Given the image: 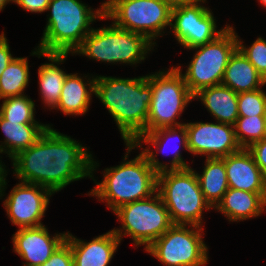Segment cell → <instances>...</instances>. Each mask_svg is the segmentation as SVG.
I'll list each match as a JSON object with an SVG mask.
<instances>
[{
	"mask_svg": "<svg viewBox=\"0 0 266 266\" xmlns=\"http://www.w3.org/2000/svg\"><path fill=\"white\" fill-rule=\"evenodd\" d=\"M65 240L71 247L73 266H108L121 243L113 230L93 238L90 242L77 239L67 232Z\"/></svg>",
	"mask_w": 266,
	"mask_h": 266,
	"instance_id": "17",
	"label": "cell"
},
{
	"mask_svg": "<svg viewBox=\"0 0 266 266\" xmlns=\"http://www.w3.org/2000/svg\"><path fill=\"white\" fill-rule=\"evenodd\" d=\"M77 74H67L56 106L65 115H84L88 111L92 99L91 93H94L96 77L88 78L86 83Z\"/></svg>",
	"mask_w": 266,
	"mask_h": 266,
	"instance_id": "22",
	"label": "cell"
},
{
	"mask_svg": "<svg viewBox=\"0 0 266 266\" xmlns=\"http://www.w3.org/2000/svg\"><path fill=\"white\" fill-rule=\"evenodd\" d=\"M172 8L162 0H108L104 16L116 27L146 36L152 43L171 25Z\"/></svg>",
	"mask_w": 266,
	"mask_h": 266,
	"instance_id": "9",
	"label": "cell"
},
{
	"mask_svg": "<svg viewBox=\"0 0 266 266\" xmlns=\"http://www.w3.org/2000/svg\"><path fill=\"white\" fill-rule=\"evenodd\" d=\"M39 266H73V254L70 244L65 240L57 247L51 257Z\"/></svg>",
	"mask_w": 266,
	"mask_h": 266,
	"instance_id": "31",
	"label": "cell"
},
{
	"mask_svg": "<svg viewBox=\"0 0 266 266\" xmlns=\"http://www.w3.org/2000/svg\"><path fill=\"white\" fill-rule=\"evenodd\" d=\"M35 103L25 94L5 98L0 106V115L19 124H39L35 119Z\"/></svg>",
	"mask_w": 266,
	"mask_h": 266,
	"instance_id": "27",
	"label": "cell"
},
{
	"mask_svg": "<svg viewBox=\"0 0 266 266\" xmlns=\"http://www.w3.org/2000/svg\"><path fill=\"white\" fill-rule=\"evenodd\" d=\"M229 188L266 193V179L246 148L222 157Z\"/></svg>",
	"mask_w": 266,
	"mask_h": 266,
	"instance_id": "16",
	"label": "cell"
},
{
	"mask_svg": "<svg viewBox=\"0 0 266 266\" xmlns=\"http://www.w3.org/2000/svg\"><path fill=\"white\" fill-rule=\"evenodd\" d=\"M14 58L15 57H12L10 53V47L5 34L2 32L0 35V76L3 73V70Z\"/></svg>",
	"mask_w": 266,
	"mask_h": 266,
	"instance_id": "34",
	"label": "cell"
},
{
	"mask_svg": "<svg viewBox=\"0 0 266 266\" xmlns=\"http://www.w3.org/2000/svg\"><path fill=\"white\" fill-rule=\"evenodd\" d=\"M261 89L238 93L239 116H265L266 93Z\"/></svg>",
	"mask_w": 266,
	"mask_h": 266,
	"instance_id": "29",
	"label": "cell"
},
{
	"mask_svg": "<svg viewBox=\"0 0 266 266\" xmlns=\"http://www.w3.org/2000/svg\"><path fill=\"white\" fill-rule=\"evenodd\" d=\"M8 3V0H0V11L3 10Z\"/></svg>",
	"mask_w": 266,
	"mask_h": 266,
	"instance_id": "36",
	"label": "cell"
},
{
	"mask_svg": "<svg viewBox=\"0 0 266 266\" xmlns=\"http://www.w3.org/2000/svg\"><path fill=\"white\" fill-rule=\"evenodd\" d=\"M162 1L166 2L171 8H174L181 5L193 4L203 0H162Z\"/></svg>",
	"mask_w": 266,
	"mask_h": 266,
	"instance_id": "35",
	"label": "cell"
},
{
	"mask_svg": "<svg viewBox=\"0 0 266 266\" xmlns=\"http://www.w3.org/2000/svg\"><path fill=\"white\" fill-rule=\"evenodd\" d=\"M189 153L222 158L241 149L233 125L221 122L185 123Z\"/></svg>",
	"mask_w": 266,
	"mask_h": 266,
	"instance_id": "14",
	"label": "cell"
},
{
	"mask_svg": "<svg viewBox=\"0 0 266 266\" xmlns=\"http://www.w3.org/2000/svg\"><path fill=\"white\" fill-rule=\"evenodd\" d=\"M266 179V137L247 148Z\"/></svg>",
	"mask_w": 266,
	"mask_h": 266,
	"instance_id": "32",
	"label": "cell"
},
{
	"mask_svg": "<svg viewBox=\"0 0 266 266\" xmlns=\"http://www.w3.org/2000/svg\"><path fill=\"white\" fill-rule=\"evenodd\" d=\"M94 95L113 117L125 144L134 143L146 133L152 99L148 75L138 78L96 76Z\"/></svg>",
	"mask_w": 266,
	"mask_h": 266,
	"instance_id": "3",
	"label": "cell"
},
{
	"mask_svg": "<svg viewBox=\"0 0 266 266\" xmlns=\"http://www.w3.org/2000/svg\"><path fill=\"white\" fill-rule=\"evenodd\" d=\"M205 1L172 8L170 29L178 43L187 49L214 41L229 26L217 30L211 9L200 5Z\"/></svg>",
	"mask_w": 266,
	"mask_h": 266,
	"instance_id": "12",
	"label": "cell"
},
{
	"mask_svg": "<svg viewBox=\"0 0 266 266\" xmlns=\"http://www.w3.org/2000/svg\"><path fill=\"white\" fill-rule=\"evenodd\" d=\"M86 148L48 127L32 146L11 159L13 174L21 182L41 185L56 193L73 181L93 178L92 171L98 163Z\"/></svg>",
	"mask_w": 266,
	"mask_h": 266,
	"instance_id": "1",
	"label": "cell"
},
{
	"mask_svg": "<svg viewBox=\"0 0 266 266\" xmlns=\"http://www.w3.org/2000/svg\"><path fill=\"white\" fill-rule=\"evenodd\" d=\"M29 73L27 57H15L0 76V99L24 95Z\"/></svg>",
	"mask_w": 266,
	"mask_h": 266,
	"instance_id": "26",
	"label": "cell"
},
{
	"mask_svg": "<svg viewBox=\"0 0 266 266\" xmlns=\"http://www.w3.org/2000/svg\"><path fill=\"white\" fill-rule=\"evenodd\" d=\"M181 71V66H178L148 75V83L152 86V99L146 132L185 124L176 120L194 99V95L189 91Z\"/></svg>",
	"mask_w": 266,
	"mask_h": 266,
	"instance_id": "7",
	"label": "cell"
},
{
	"mask_svg": "<svg viewBox=\"0 0 266 266\" xmlns=\"http://www.w3.org/2000/svg\"><path fill=\"white\" fill-rule=\"evenodd\" d=\"M259 1L264 7H266V0H259Z\"/></svg>",
	"mask_w": 266,
	"mask_h": 266,
	"instance_id": "37",
	"label": "cell"
},
{
	"mask_svg": "<svg viewBox=\"0 0 266 266\" xmlns=\"http://www.w3.org/2000/svg\"><path fill=\"white\" fill-rule=\"evenodd\" d=\"M237 48L244 54V56L253 64L256 70L263 76H266V40L259 37L251 46H244L237 33Z\"/></svg>",
	"mask_w": 266,
	"mask_h": 266,
	"instance_id": "30",
	"label": "cell"
},
{
	"mask_svg": "<svg viewBox=\"0 0 266 266\" xmlns=\"http://www.w3.org/2000/svg\"><path fill=\"white\" fill-rule=\"evenodd\" d=\"M170 138H177V144L179 142V146H172L174 147L173 150V157L172 160L170 161V166L168 167V169L170 170H174V169H186L189 168L190 166L188 164H186V162L183 160V158L181 157V153H180V148L179 147H183L185 150H187L189 152L188 149V141H187V131L185 128V124L181 125V126H177V127H167V128H159L156 129L154 131H150V132H146L144 134H142L133 144L139 148H142L141 143H145V144H152V146L156 147L155 151H160V152H164V150L168 149L167 146L171 147L170 145H167L170 141ZM173 141V140H172ZM168 142V143H167ZM172 149V148H171ZM170 151V148L168 149ZM162 152V153H163ZM171 152V151H170ZM166 154V152L164 153V155Z\"/></svg>",
	"mask_w": 266,
	"mask_h": 266,
	"instance_id": "24",
	"label": "cell"
},
{
	"mask_svg": "<svg viewBox=\"0 0 266 266\" xmlns=\"http://www.w3.org/2000/svg\"><path fill=\"white\" fill-rule=\"evenodd\" d=\"M48 127L50 125L41 123L19 124V122L5 120L0 115V128L5 135L4 142L0 145V153H6L12 159L22 150L32 146Z\"/></svg>",
	"mask_w": 266,
	"mask_h": 266,
	"instance_id": "23",
	"label": "cell"
},
{
	"mask_svg": "<svg viewBox=\"0 0 266 266\" xmlns=\"http://www.w3.org/2000/svg\"><path fill=\"white\" fill-rule=\"evenodd\" d=\"M113 213L122 224L121 229H112L120 241L123 235L130 236L136 247L145 245V249L173 225L158 191L148 198L122 205Z\"/></svg>",
	"mask_w": 266,
	"mask_h": 266,
	"instance_id": "8",
	"label": "cell"
},
{
	"mask_svg": "<svg viewBox=\"0 0 266 266\" xmlns=\"http://www.w3.org/2000/svg\"><path fill=\"white\" fill-rule=\"evenodd\" d=\"M153 46L155 44L146 36L112 23L109 27L93 28L72 55L82 54L105 63L135 65L145 60Z\"/></svg>",
	"mask_w": 266,
	"mask_h": 266,
	"instance_id": "6",
	"label": "cell"
},
{
	"mask_svg": "<svg viewBox=\"0 0 266 266\" xmlns=\"http://www.w3.org/2000/svg\"><path fill=\"white\" fill-rule=\"evenodd\" d=\"M50 0H15L13 3L18 4L23 10L31 13L47 12Z\"/></svg>",
	"mask_w": 266,
	"mask_h": 266,
	"instance_id": "33",
	"label": "cell"
},
{
	"mask_svg": "<svg viewBox=\"0 0 266 266\" xmlns=\"http://www.w3.org/2000/svg\"><path fill=\"white\" fill-rule=\"evenodd\" d=\"M127 153L120 165L106 168L104 179L96 182L89 195L106 202L113 212L122 205L150 197L157 191V174L168 169L169 164L159 162L158 154L149 146L141 151L136 158L127 160L128 153L135 149L133 143H126ZM127 160V161H126Z\"/></svg>",
	"mask_w": 266,
	"mask_h": 266,
	"instance_id": "2",
	"label": "cell"
},
{
	"mask_svg": "<svg viewBox=\"0 0 266 266\" xmlns=\"http://www.w3.org/2000/svg\"><path fill=\"white\" fill-rule=\"evenodd\" d=\"M221 84L241 93L258 90L265 82L263 76L237 48L229 58Z\"/></svg>",
	"mask_w": 266,
	"mask_h": 266,
	"instance_id": "21",
	"label": "cell"
},
{
	"mask_svg": "<svg viewBox=\"0 0 266 266\" xmlns=\"http://www.w3.org/2000/svg\"><path fill=\"white\" fill-rule=\"evenodd\" d=\"M266 208V193H252L228 188L214 208L230 221H243L259 216Z\"/></svg>",
	"mask_w": 266,
	"mask_h": 266,
	"instance_id": "18",
	"label": "cell"
},
{
	"mask_svg": "<svg viewBox=\"0 0 266 266\" xmlns=\"http://www.w3.org/2000/svg\"><path fill=\"white\" fill-rule=\"evenodd\" d=\"M213 115L216 122L235 125L238 115V93L229 87L218 84L206 87L194 94Z\"/></svg>",
	"mask_w": 266,
	"mask_h": 266,
	"instance_id": "19",
	"label": "cell"
},
{
	"mask_svg": "<svg viewBox=\"0 0 266 266\" xmlns=\"http://www.w3.org/2000/svg\"><path fill=\"white\" fill-rule=\"evenodd\" d=\"M157 191L173 224L202 227V212L212 207L200 189L194 169L189 167L158 172Z\"/></svg>",
	"mask_w": 266,
	"mask_h": 266,
	"instance_id": "5",
	"label": "cell"
},
{
	"mask_svg": "<svg viewBox=\"0 0 266 266\" xmlns=\"http://www.w3.org/2000/svg\"><path fill=\"white\" fill-rule=\"evenodd\" d=\"M32 55L47 57L50 63L42 64L38 69L39 87L44 105L50 109H56L60 99L62 86L68 73H65L57 65L64 62L69 54L42 53L39 49ZM57 64V65H56Z\"/></svg>",
	"mask_w": 266,
	"mask_h": 266,
	"instance_id": "20",
	"label": "cell"
},
{
	"mask_svg": "<svg viewBox=\"0 0 266 266\" xmlns=\"http://www.w3.org/2000/svg\"><path fill=\"white\" fill-rule=\"evenodd\" d=\"M234 129L238 144L247 149L266 137L265 116H239Z\"/></svg>",
	"mask_w": 266,
	"mask_h": 266,
	"instance_id": "28",
	"label": "cell"
},
{
	"mask_svg": "<svg viewBox=\"0 0 266 266\" xmlns=\"http://www.w3.org/2000/svg\"><path fill=\"white\" fill-rule=\"evenodd\" d=\"M66 235L59 233L51 237L44 225L19 228L12 237L13 250L26 261L23 266H39L65 241Z\"/></svg>",
	"mask_w": 266,
	"mask_h": 266,
	"instance_id": "15",
	"label": "cell"
},
{
	"mask_svg": "<svg viewBox=\"0 0 266 266\" xmlns=\"http://www.w3.org/2000/svg\"><path fill=\"white\" fill-rule=\"evenodd\" d=\"M50 14L37 47L42 53L69 54L81 45L92 31L90 24L104 20V3L93 10L79 0H50Z\"/></svg>",
	"mask_w": 266,
	"mask_h": 266,
	"instance_id": "4",
	"label": "cell"
},
{
	"mask_svg": "<svg viewBox=\"0 0 266 266\" xmlns=\"http://www.w3.org/2000/svg\"><path fill=\"white\" fill-rule=\"evenodd\" d=\"M173 224L145 251L166 266H203L208 248L202 240L203 229L195 225Z\"/></svg>",
	"mask_w": 266,
	"mask_h": 266,
	"instance_id": "11",
	"label": "cell"
},
{
	"mask_svg": "<svg viewBox=\"0 0 266 266\" xmlns=\"http://www.w3.org/2000/svg\"><path fill=\"white\" fill-rule=\"evenodd\" d=\"M54 194L50 189L32 183L20 182L3 202L12 224L19 228L39 227Z\"/></svg>",
	"mask_w": 266,
	"mask_h": 266,
	"instance_id": "13",
	"label": "cell"
},
{
	"mask_svg": "<svg viewBox=\"0 0 266 266\" xmlns=\"http://www.w3.org/2000/svg\"><path fill=\"white\" fill-rule=\"evenodd\" d=\"M196 176L206 201L215 208L229 188L224 160L206 158L202 174Z\"/></svg>",
	"mask_w": 266,
	"mask_h": 266,
	"instance_id": "25",
	"label": "cell"
},
{
	"mask_svg": "<svg viewBox=\"0 0 266 266\" xmlns=\"http://www.w3.org/2000/svg\"><path fill=\"white\" fill-rule=\"evenodd\" d=\"M233 28L229 25L214 41L189 49H196V53L182 75L193 95L203 88L221 84L229 58L238 46Z\"/></svg>",
	"mask_w": 266,
	"mask_h": 266,
	"instance_id": "10",
	"label": "cell"
}]
</instances>
